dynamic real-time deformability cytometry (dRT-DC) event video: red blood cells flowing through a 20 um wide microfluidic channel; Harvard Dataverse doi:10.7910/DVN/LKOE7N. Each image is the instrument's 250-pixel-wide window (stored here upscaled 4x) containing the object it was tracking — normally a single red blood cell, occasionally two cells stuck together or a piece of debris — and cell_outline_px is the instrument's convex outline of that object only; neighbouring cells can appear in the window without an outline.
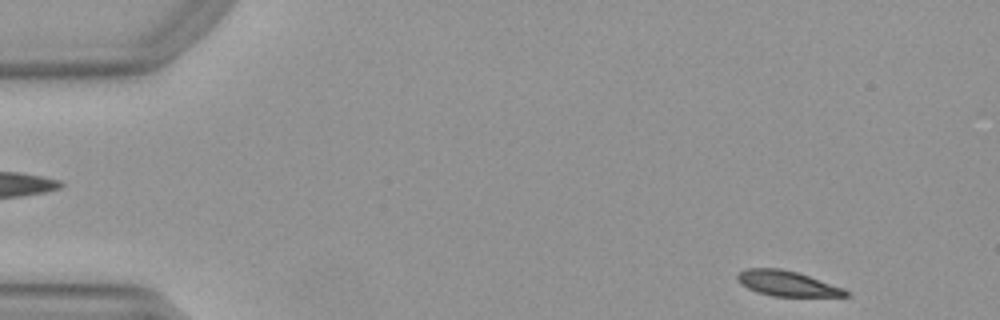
{"species": "Egyptian fruit bat (a non-hibernating species)", "species_latin": "Rousettus aegyptiacus", "temperature_condition": "warm", "stored_images_in_passage": 49, "camera_frame_rate_fps": 3000, "um_per_image_px": 0.085, "animal": {"sex": "female"}, "frame": {"image": 1, "passage_image": 2, "time_ms": 0.333, "image_size_px": [1000, 320], "cell_outline_px": [[848, 296], [772, 296], [756, 292], [740, 284], [736, 280], [736, 276], [740, 272], [748, 268], [780, 268], [796, 272], [844, 288], [848, 292]], "centroid_in_image_um": [66.85, 24.09], "position_along_channel_um": 18.1, "area_um2": 15.78}}
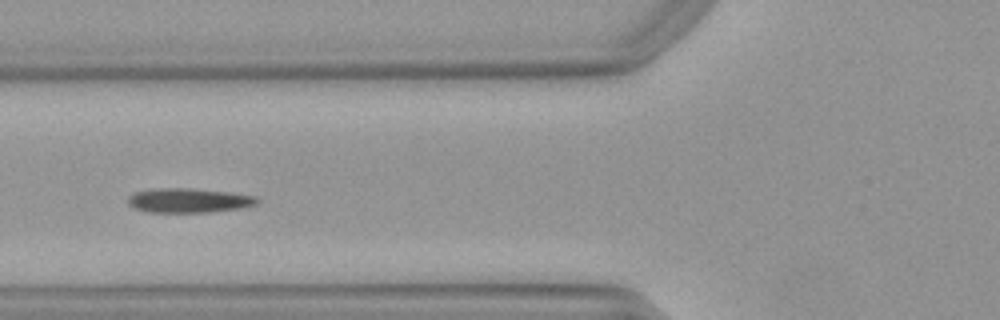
{"frame": {"image": 2, "passage_image": 17, "time_ms": 5.333, "image_size_px": [1000, 320], "cell_outline_px": [[260, 200], [256, 204], [240, 208], [212, 212], [148, 212], [132, 208], [128, 204], [128, 196], [136, 192], [152, 188], [192, 188], [228, 192], [256, 196]], "centroid_in_image_um": [16.01, 17.03], "position_along_channel_um": 109.8, "area_um2": 18.5}}
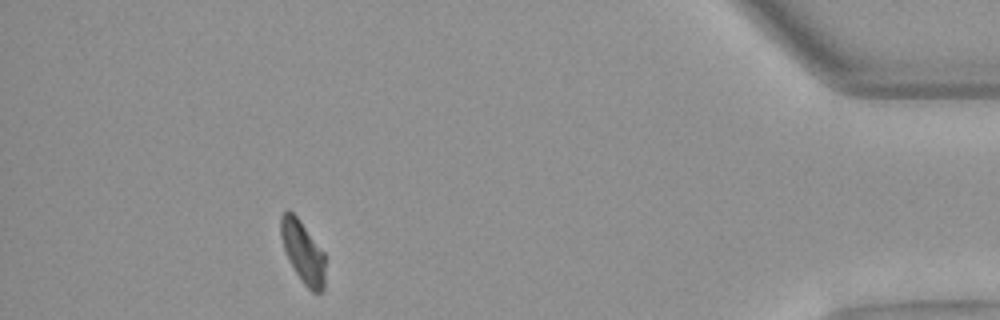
{"frame": {"image": 3, "passage_image": 44, "time_ms": 14.333, "image_size_px": [1000, 320], "cell_outline_px": [[324, 288], [320, 292], [312, 292], [304, 284], [296, 272], [284, 248], [280, 236], [280, 216], [288, 208], [300, 220], [324, 252]], "centroid_in_image_um": [25.74, 21.38], "position_along_channel_um": 409.5, "area_um2": 15.78}, "authors_computed_cell_mechanics": {"area_um2": 17.6868, "velocity_mm_per_s": 3.9468, "shape_relaxation_time_tau1_ms": 7.805, "shape_relaxation_time_tau2_ms": null, "deformation_change_tau1": 0.2063, "deformation_change_tau2": null}}